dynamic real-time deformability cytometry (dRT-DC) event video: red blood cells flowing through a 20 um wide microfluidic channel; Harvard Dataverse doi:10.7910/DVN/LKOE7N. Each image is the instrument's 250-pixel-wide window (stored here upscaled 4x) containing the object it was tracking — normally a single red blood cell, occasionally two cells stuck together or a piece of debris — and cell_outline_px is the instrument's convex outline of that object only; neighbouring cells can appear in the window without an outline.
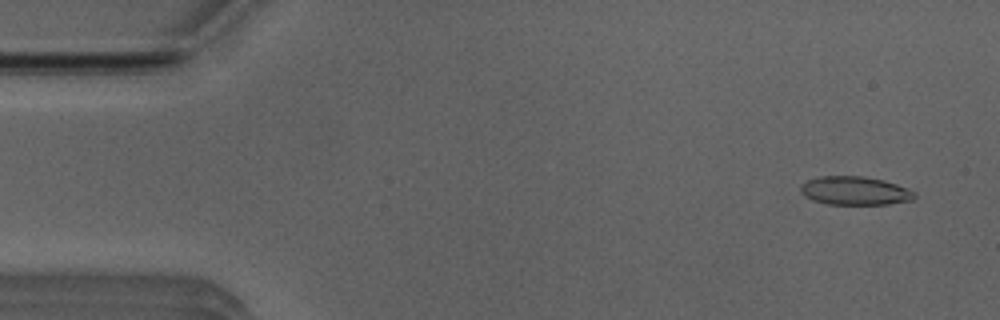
{"species": "Egyptian fruit bat (a non-hibernating species)", "species_latin": "Rousettus aegyptiacus", "temperature_condition": "room temperature", "stored_images_in_passage": 52, "camera_frame_rate_fps": 3000, "um_per_image_px": 0.085, "animal": {"sex": "male"}, "frame": {"image": 1, "passage_image": 3, "time_ms": 0.667, "image_size_px": [1000, 320], "cell_outline_px": [[916, 196], [912, 200], [888, 204], [828, 204], [812, 200], [804, 196], [800, 192], [800, 184], [808, 180], [820, 176], [864, 176], [884, 180], [908, 188], [916, 192]], "centroid_in_image_um": [72.66, 16.21], "position_along_channel_um": 12.3, "area_um2": 19.07}}
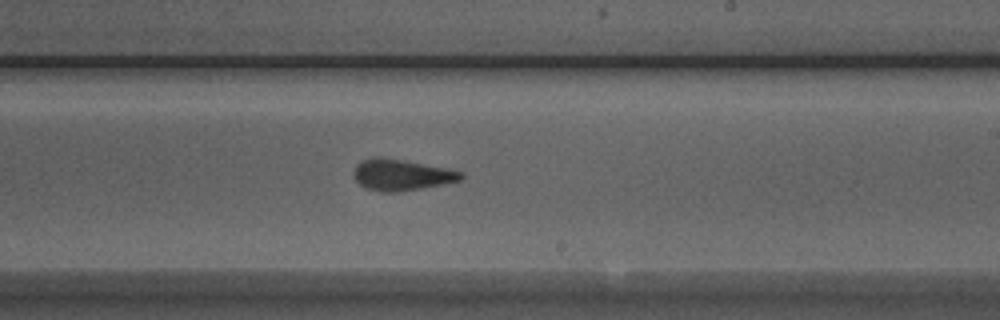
{"frame": {"image": 2, "passage_image": 30, "time_ms": 9.667, "image_size_px": [1000, 320], "cell_outline_px": [[464, 176], [460, 180], [444, 184], [396, 192], [380, 192], [364, 188], [352, 176], [352, 172], [356, 164], [360, 160], [376, 156], [400, 160], [444, 168], [464, 172]], "centroid_in_image_um": [34.05, 14.87], "position_along_channel_um": 254.9, "area_um2": 19.42}}
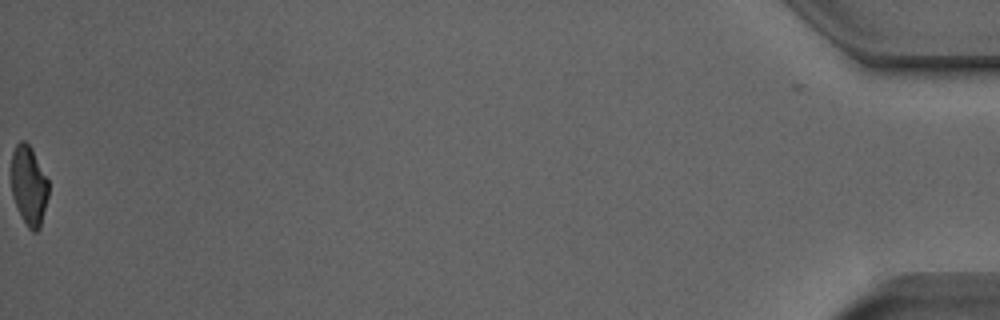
{"frame": {"image": 3, "passage_image": 52, "time_ms": 17.0, "image_size_px": [1000, 320], "cell_outline_px": [[48, 196], [40, 228], [36, 232], [32, 232], [28, 228], [12, 196], [12, 152], [16, 144], [20, 140], [24, 140], [32, 148], [48, 180]], "centroid_in_image_um": [2.46, 15.76], "position_along_channel_um": 432.7, "area_um2": 17.05}, "authors_computed_cell_mechanics": {"area_um2": 19.2474, "velocity_mm_per_s": 3.9274, "shape_relaxation_time_tau1_ms": 5.5846, "shape_relaxation_time_tau2_ms": 2.1116, "deformation_change_tau1": 0.1921, "deformation_change_tau2": 0.1184}}